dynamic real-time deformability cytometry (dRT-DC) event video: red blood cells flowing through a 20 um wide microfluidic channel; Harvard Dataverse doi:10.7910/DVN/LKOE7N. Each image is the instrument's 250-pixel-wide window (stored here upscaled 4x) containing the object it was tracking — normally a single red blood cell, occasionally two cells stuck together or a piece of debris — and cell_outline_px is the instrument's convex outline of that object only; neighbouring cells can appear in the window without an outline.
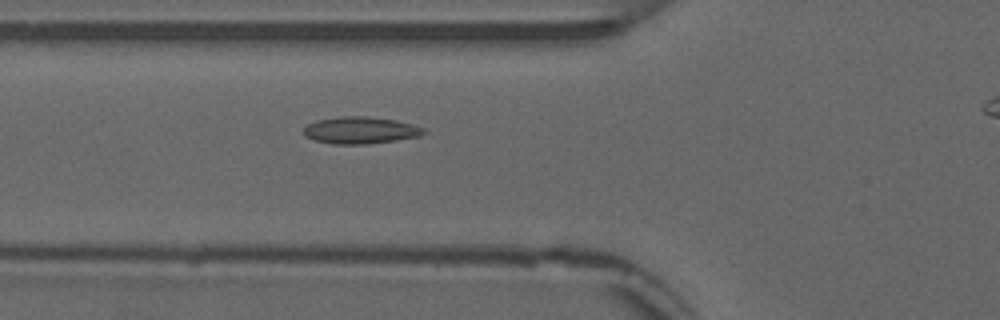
{"species": "common noctule bat (a hibernating species)", "species_latin": "Nyctalus noctula", "temperature_condition": "warm", "stored_images_in_passage": 35, "camera_frame_rate_fps": 3000, "um_per_image_px": 0.085, "animal": {"sex": "male", "forearm_length_mm": 52.5}, "frame": {"image": 1, "passage_image": 7, "time_ms": 2.0, "image_size_px": [1000, 320], "cell_outline_px": [[428, 132], [420, 136], [396, 140], [368, 144], [332, 144], [312, 140], [304, 136], [304, 128], [308, 124], [316, 120], [340, 116], [364, 116], [396, 120], [412, 124], [424, 128]], "centroid_in_image_um": [30.63, 11.08], "position_along_channel_um": 95.2, "area_um2": 19.02}}
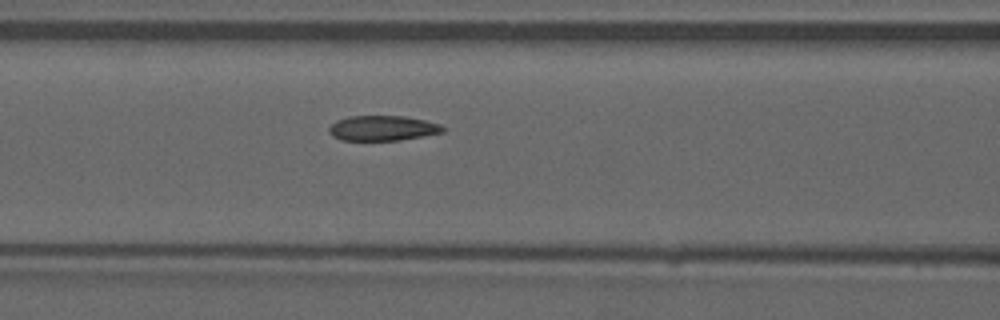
{"frame": {"image": 2, "passage_image": 10, "time_ms": 3.0, "image_size_px": [1000, 320], "cell_outline_px": [[448, 128], [444, 132], [400, 140], [340, 140], [332, 136], [328, 132], [328, 128], [336, 120], [348, 116], [404, 116], [424, 120], [440, 124]], "centroid_in_image_um": [32.52, 10.89], "position_along_channel_um": 134.1, "area_um2": 16.76}}
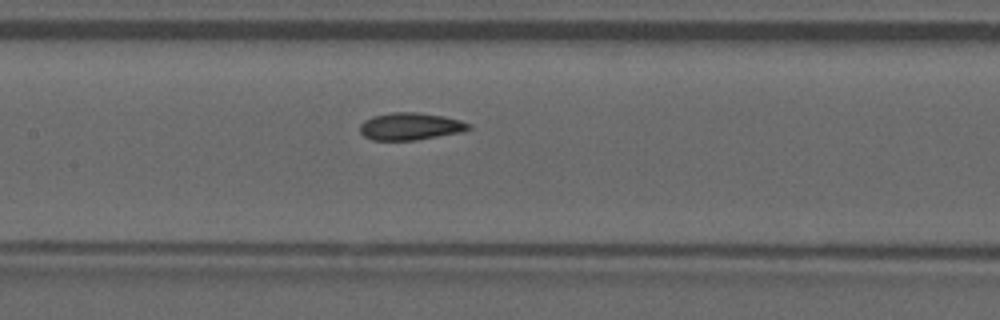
{"frame": {"image": 3, "passage_image": 13, "time_ms": 4.0, "image_size_px": [1000, 320], "cell_outline_px": [[472, 128], [464, 132], [416, 140], [372, 140], [364, 136], [360, 132], [360, 124], [364, 120], [372, 116], [392, 112], [416, 112], [444, 116], [460, 120], [472, 124]], "centroid_in_image_um": [34.91, 10.74], "position_along_channel_um": 172.5, "area_um2": 17.51}}